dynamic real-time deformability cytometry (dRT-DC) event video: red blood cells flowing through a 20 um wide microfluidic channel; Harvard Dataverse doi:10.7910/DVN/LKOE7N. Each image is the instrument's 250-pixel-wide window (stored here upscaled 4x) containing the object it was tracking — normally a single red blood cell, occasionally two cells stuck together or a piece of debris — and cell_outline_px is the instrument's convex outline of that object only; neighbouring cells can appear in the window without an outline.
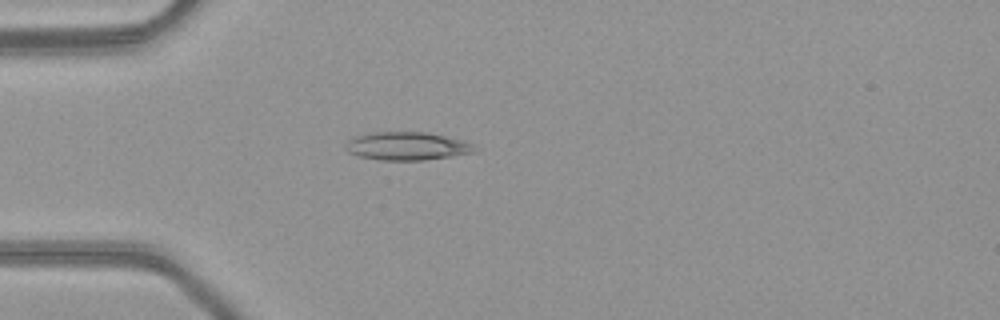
{"species": "common noctule bat (a hibernating species)", "species_latin": "Nyctalus noctula", "temperature_condition": "warm", "stored_images_in_passage": 50, "camera_frame_rate_fps": 3000, "um_per_image_px": 0.085, "animal": {"sex": "female", "body_mass_g": 21.9}, "frame": {"image": 1, "passage_image": 14, "time_ms": 4.333, "image_size_px": [1000, 320], "cell_outline_px": [[476, 152], [452, 156], [424, 160], [380, 160], [360, 156], [348, 152], [344, 148], [344, 144], [348, 140], [356, 136], [376, 132], [428, 132], [464, 140], [476, 144]], "centroid_in_image_um": [34.64, 12.41], "position_along_channel_um": 50.4, "area_um2": 21.33}}
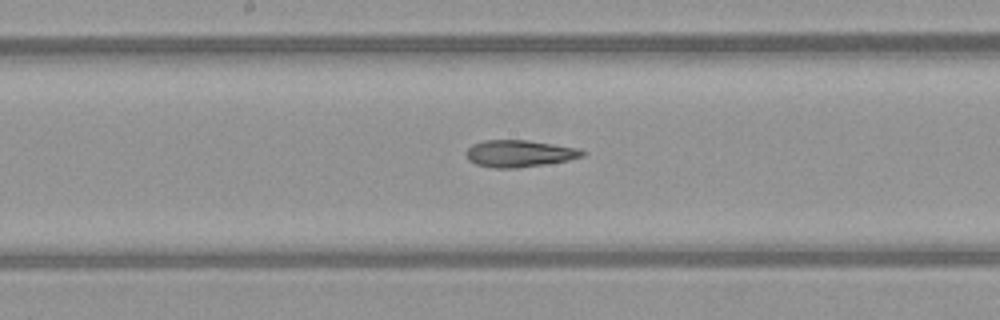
{"frame": {"image": 2, "passage_image": 26, "time_ms": 8.333, "image_size_px": [1000, 320], "cell_outline_px": [[588, 152], [584, 156], [568, 160], [544, 164], [516, 168], [492, 168], [476, 164], [468, 160], [464, 152], [472, 144], [484, 140], [528, 140], [580, 148]], "centroid_in_image_um": [44.15, 13.04], "position_along_channel_um": 204.1, "area_um2": 18.44}}
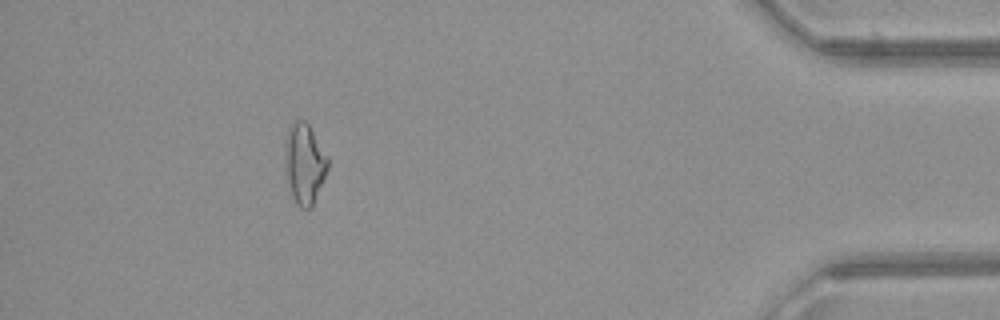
{"frame": {"image": 3, "passage_image": 45, "time_ms": 14.667, "image_size_px": [1000, 320], "cell_outline_px": [[328, 168], [324, 180], [312, 208], [308, 212], [300, 208], [296, 204], [292, 196], [288, 184], [284, 152], [284, 140], [288, 128], [296, 120], [304, 120], [308, 124], [328, 156]], "centroid_in_image_um": [25.88, 13.95], "position_along_channel_um": 409.3, "area_um2": 20.4}, "authors_computed_cell_mechanics": {"area_um2": 19.5942, "velocity_mm_per_s": 4.1357, "shape_relaxation_time_tau1_ms": null, "shape_relaxation_time_tau2_ms": 6.476, "deformation_change_tau1": null, "deformation_change_tau2": 0.199}}